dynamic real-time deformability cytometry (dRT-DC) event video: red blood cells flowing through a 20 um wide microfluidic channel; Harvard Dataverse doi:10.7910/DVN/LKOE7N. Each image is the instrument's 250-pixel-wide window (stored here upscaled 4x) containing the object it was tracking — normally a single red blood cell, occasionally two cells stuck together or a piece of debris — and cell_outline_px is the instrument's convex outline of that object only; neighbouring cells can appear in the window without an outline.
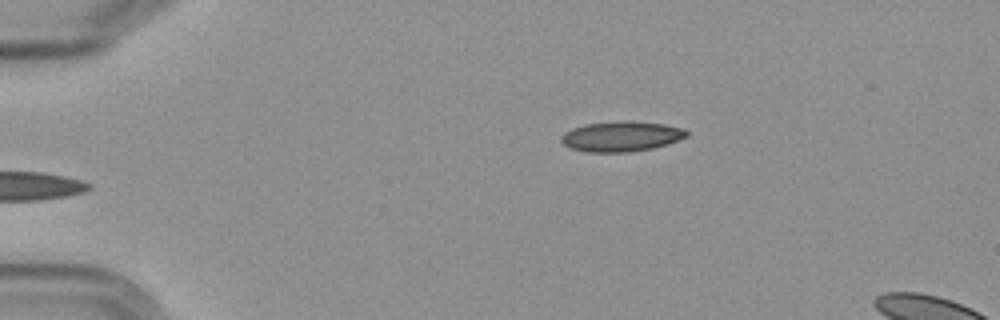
{"species": "Egyptian fruit bat (a non-hibernating species)", "species_latin": "Rousettus aegyptiacus", "temperature_condition": "cold", "stored_images_in_passage": 3, "camera_frame_rate_fps": 3000, "um_per_image_px": 0.085, "frame": {"image": 1, "passage_image": 3, "time_ms": 2.333, "image_size_px": [1000, 320], "cell_outline_px": [[688, 136], [668, 144], [652, 148], [628, 152], [588, 152], [572, 148], [564, 144], [560, 140], [560, 136], [564, 132], [572, 128], [584, 124], [664, 124], [684, 128], [688, 132]], "centroid_in_image_um": [52.8, 11.65], "position_along_channel_um": 32.2, "area_um2": 20.98}}